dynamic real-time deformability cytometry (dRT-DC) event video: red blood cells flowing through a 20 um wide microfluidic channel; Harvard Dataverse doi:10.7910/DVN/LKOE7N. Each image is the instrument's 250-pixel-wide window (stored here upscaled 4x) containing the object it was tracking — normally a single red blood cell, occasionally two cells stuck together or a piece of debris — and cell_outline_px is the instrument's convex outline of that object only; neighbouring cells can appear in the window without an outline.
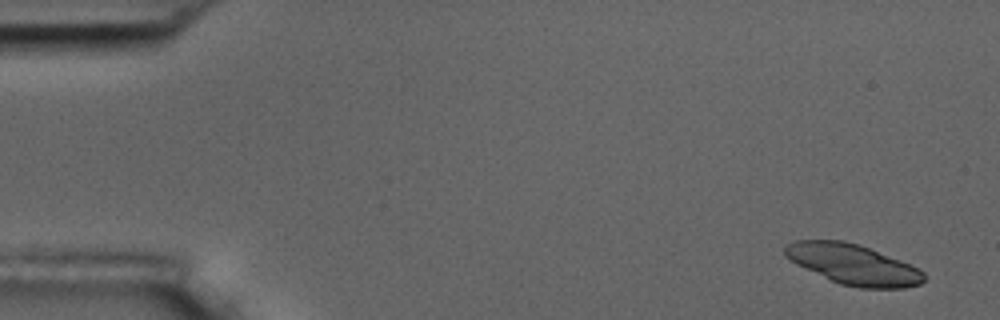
{"species": "common noctule bat (a hibernating species)", "species_latin": "Nyctalus noctula", "temperature_condition": "room temperature", "stored_images_in_passage": 5, "camera_frame_rate_fps": 3000, "um_per_image_px": 0.085, "animal": {"sex": "male", "body_mass_g": 17.5, "forearm_length_mm": 52.3}, "frame": {"image": 1, "passage_image": 1, "time_ms": 0.0, "image_size_px": [1000, 320], "cell_outline_px": [[924, 280], [920, 284], [904, 288], [860, 288], [840, 284], [796, 264], [784, 256], [784, 248], [788, 244], [796, 240], [844, 240], [860, 244], [900, 260], [924, 272]], "centroid_in_image_um": [72.49, 22.47], "position_along_channel_um": 12.5, "area_um2": 32.48}}